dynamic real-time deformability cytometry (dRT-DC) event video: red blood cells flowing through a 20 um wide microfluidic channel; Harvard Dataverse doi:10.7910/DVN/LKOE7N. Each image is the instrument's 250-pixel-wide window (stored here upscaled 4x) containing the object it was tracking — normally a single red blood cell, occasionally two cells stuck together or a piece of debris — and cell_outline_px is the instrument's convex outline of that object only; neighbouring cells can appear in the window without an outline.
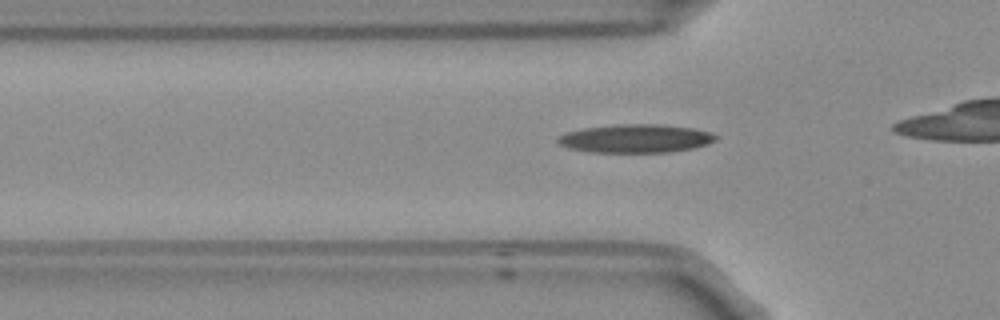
{"species": "Egyptian fruit bat (a non-hibernating species)", "species_latin": "Rousettus aegyptiacus", "temperature_condition": "room temperature", "stored_images_in_passage": 28, "camera_frame_rate_fps": 3000, "um_per_image_px": 0.085, "frame": {"image": 1, "passage_image": 2, "time_ms": 0.333, "image_size_px": [1000, 320], "cell_outline_px": [[720, 136], [716, 140], [708, 144], [692, 148], [668, 152], [588, 152], [568, 148], [560, 144], [556, 140], [556, 136], [564, 132], [580, 128], [612, 124], [664, 124], [692, 128], [712, 132]], "centroid_in_image_um": [53.99, 11.76], "position_along_channel_um": 71.8, "area_um2": 26.65}}
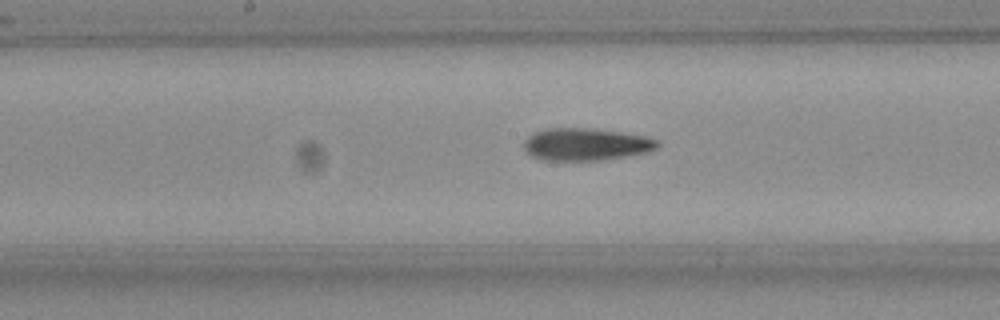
{"frame": {"image": 2, "passage_image": 12, "time_ms": 3.667, "image_size_px": [1000, 320], "cell_outline_px": [[660, 144], [656, 148], [644, 152], [624, 156], [600, 160], [544, 160], [532, 156], [524, 148], [524, 140], [532, 132], [544, 128], [592, 128], [648, 136], [660, 140]], "centroid_in_image_um": [49.79, 12.25], "position_along_channel_um": 198.4, "area_um2": 25.2}}
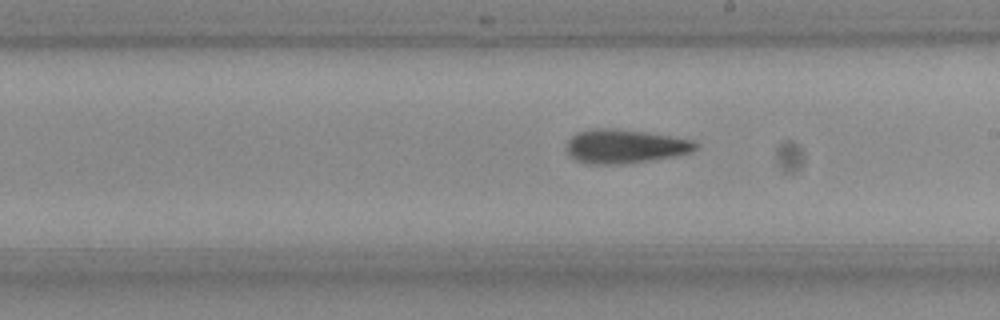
{"frame": {"image": 3, "passage_image": 15, "time_ms": 4.667, "image_size_px": [1000, 320], "cell_outline_px": [[700, 144], [692, 152], [676, 156], [620, 164], [588, 164], [576, 160], [568, 152], [568, 140], [576, 132], [596, 128], [612, 128], [644, 132], [692, 140]], "centroid_in_image_um": [53.12, 12.44], "position_along_channel_um": 235.9, "area_um2": 25.2}}